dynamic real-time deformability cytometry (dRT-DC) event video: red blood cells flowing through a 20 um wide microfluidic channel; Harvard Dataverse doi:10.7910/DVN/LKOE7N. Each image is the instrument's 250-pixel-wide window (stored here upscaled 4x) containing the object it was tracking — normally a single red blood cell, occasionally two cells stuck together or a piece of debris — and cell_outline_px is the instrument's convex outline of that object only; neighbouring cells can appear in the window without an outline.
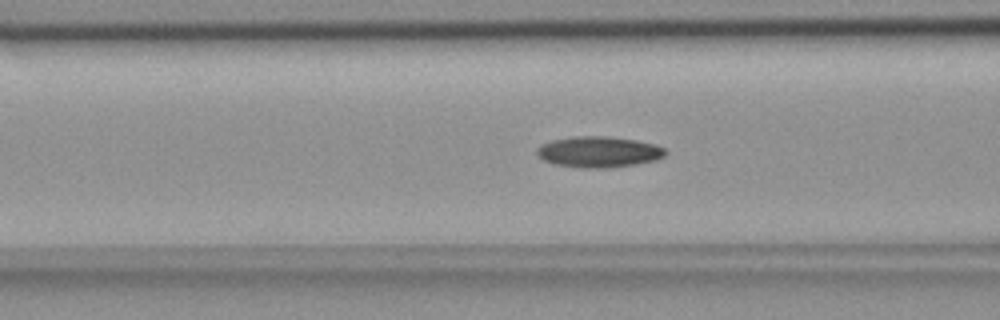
{"species": "common noctule bat (a hibernating species)", "species_latin": "Nyctalus noctula", "temperature_condition": "room temperature", "stored_images_in_passage": 45, "camera_frame_rate_fps": 3000, "um_per_image_px": 0.085, "animal": {"sex": "female", "body_mass_g": 18.4}, "frame": {"image": 1, "passage_image": 11, "time_ms": 3.333, "image_size_px": [1000, 320], "cell_outline_px": [[668, 152], [664, 156], [656, 160], [636, 164], [608, 168], [580, 168], [556, 164], [544, 160], [536, 152], [536, 148], [540, 144], [552, 140], [576, 136], [608, 136], [636, 140], [656, 144], [664, 148]], "centroid_in_image_um": [50.91, 12.91], "position_along_channel_um": 115.7, "area_um2": 23.29}}
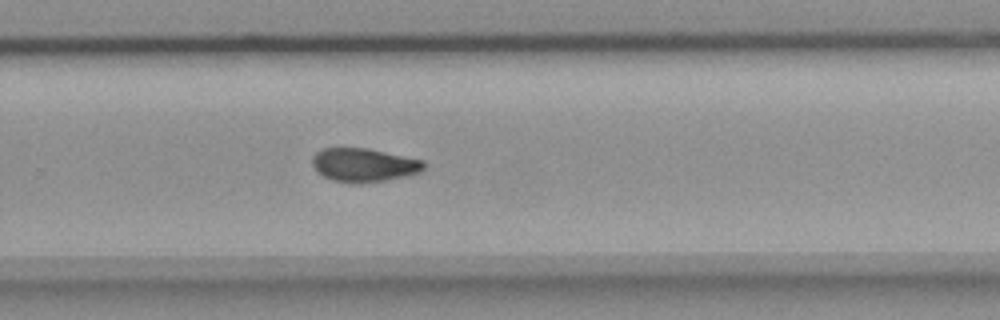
{"frame": {"image": 2, "passage_image": 26, "time_ms": 8.333, "image_size_px": [1000, 320], "cell_outline_px": [[424, 168], [420, 172], [404, 176], [384, 180], [360, 184], [352, 184], [332, 180], [324, 176], [312, 164], [312, 156], [316, 152], [324, 148], [368, 148], [424, 160]], "centroid_in_image_um": [30.93, 14.02], "position_along_channel_um": 298.9, "area_um2": 21.79}}
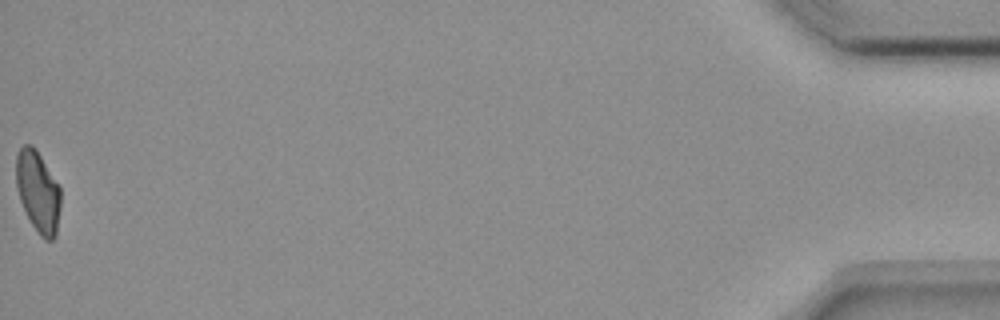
{"frame": {"image": 3, "passage_image": 45, "time_ms": 14.667, "image_size_px": [1000, 320], "cell_outline_px": [[60, 208], [56, 236], [52, 240], [44, 240], [40, 236], [32, 224], [20, 200], [16, 188], [16, 156], [20, 148], [24, 144], [32, 144], [36, 148], [60, 188]], "centroid_in_image_um": [3.22, 16.28], "position_along_channel_um": 432.0, "area_um2": 21.04}}